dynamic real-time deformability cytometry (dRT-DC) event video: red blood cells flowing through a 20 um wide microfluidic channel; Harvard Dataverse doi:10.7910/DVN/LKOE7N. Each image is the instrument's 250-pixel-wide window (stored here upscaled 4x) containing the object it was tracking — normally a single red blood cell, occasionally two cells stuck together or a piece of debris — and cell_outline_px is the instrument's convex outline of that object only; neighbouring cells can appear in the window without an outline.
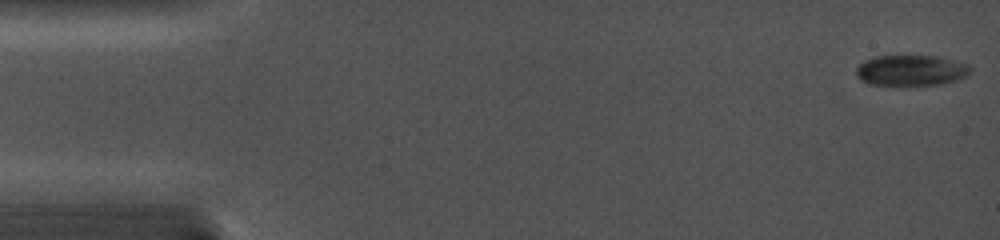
{"species": "common noctule bat (a hibernating species)", "species_latin": "Nyctalus noctula", "temperature_condition": "cold", "stored_images_in_passage": 36, "camera_frame_rate_fps": 5000, "um_per_image_px": 0.085, "animal": {"sex": "female", "body_mass_g": 19.0, "forearm_length_mm": 56.7}, "frame": {"image": 1, "passage_image": 1, "time_ms": 0.0, "image_size_px": [1000, 240], "cell_outline_px": [[972, 68], [964, 76], [956, 80], [940, 84], [872, 84], [860, 80], [856, 76], [856, 68], [864, 60], [876, 56], [936, 56], [968, 64]], "centroid_in_image_um": [77.41, 5.97], "position_along_channel_um": 7.6, "area_um2": 20.0}}
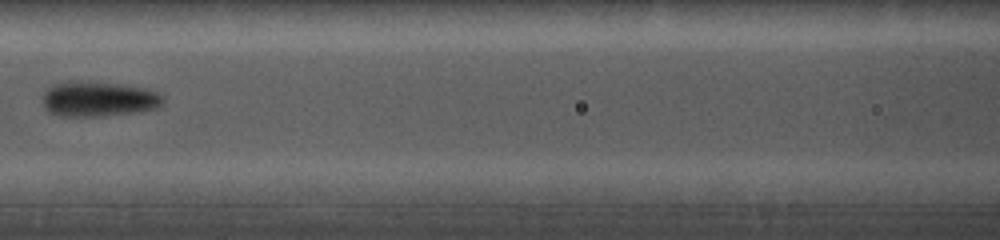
{"frame": {"image": 2, "passage_image": 16, "time_ms": 7.2, "image_size_px": [1000, 240], "cell_outline_px": [[164, 104], [156, 108], [140, 112], [104, 116], [60, 116], [48, 112], [44, 108], [44, 92], [52, 84], [68, 80], [80, 80], [116, 84], [144, 88], [156, 92], [164, 96]], "centroid_in_image_um": [8.37, 8.42], "position_along_channel_um": 158.2, "area_um2": 24.97}}
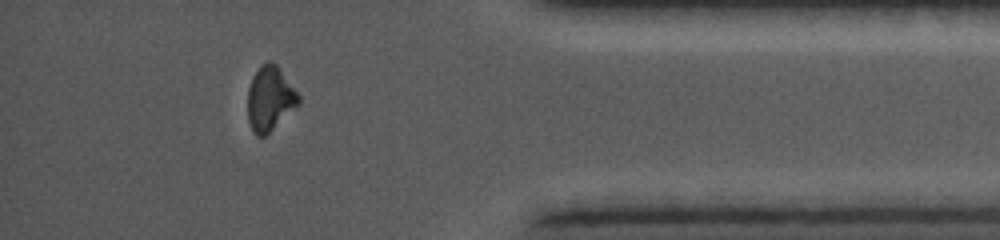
{"frame": {"image": 3, "passage_image": 31, "time_ms": 14.0, "image_size_px": [1000, 240], "cell_outline_px": [[300, 104], [296, 108], [264, 136], [256, 136], [252, 132], [248, 120], [248, 88], [252, 76], [268, 60], [276, 64], [300, 96]], "centroid_in_image_um": [22.94, 8.41], "position_along_channel_um": 412.3, "area_um2": 18.96}}